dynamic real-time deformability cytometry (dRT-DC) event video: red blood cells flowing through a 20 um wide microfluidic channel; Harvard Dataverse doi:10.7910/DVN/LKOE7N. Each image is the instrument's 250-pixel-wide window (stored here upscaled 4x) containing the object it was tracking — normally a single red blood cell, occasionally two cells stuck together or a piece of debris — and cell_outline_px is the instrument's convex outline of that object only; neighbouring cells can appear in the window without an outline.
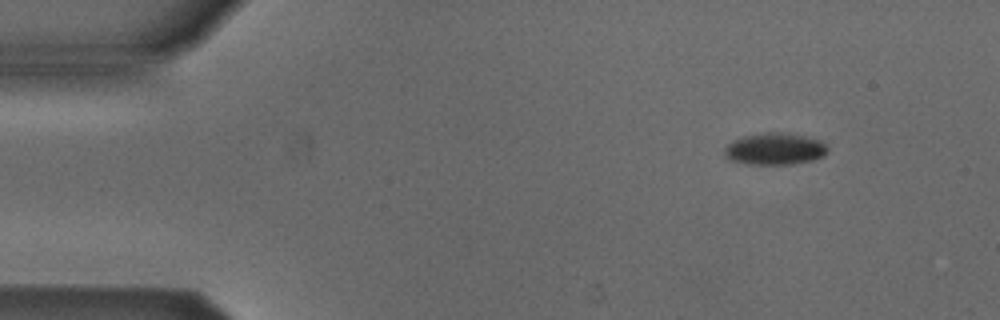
{"species": "Egyptian fruit bat (a non-hibernating species)", "species_latin": "Rousettus aegyptiacus", "temperature_condition": "cold", "stored_images_in_passage": 37, "camera_frame_rate_fps": 3000, "um_per_image_px": 0.085, "animal": {"sex": "male"}, "frame": {"image": 1, "passage_image": 1, "time_ms": 0.0, "image_size_px": [1000, 320], "cell_outline_px": [[828, 148], [824, 156], [812, 160], [788, 164], [748, 164], [728, 160], [724, 152], [724, 148], [732, 140], [744, 136], [768, 132], [780, 132], [804, 136], [820, 140]], "centroid_in_image_um": [65.83, 12.66], "position_along_channel_um": 19.2, "area_um2": 19.02}}
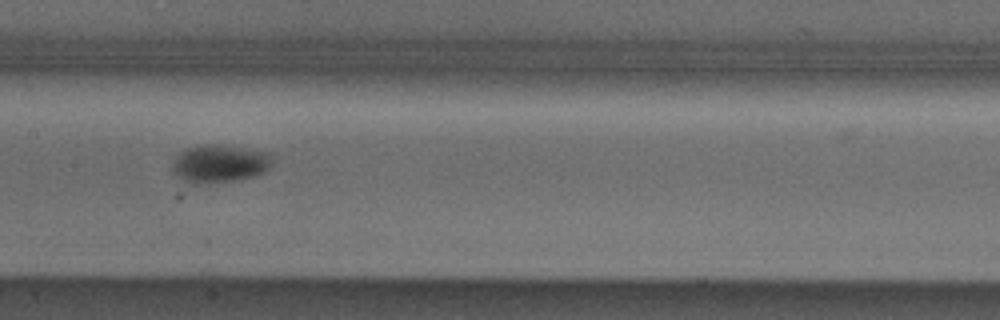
{"frame": {"image": 2, "passage_image": 21, "time_ms": 6.667, "image_size_px": [1000, 320], "cell_outline_px": [[272, 160], [268, 168], [264, 172], [256, 176], [208, 184], [196, 184], [184, 180], [172, 172], [172, 164], [176, 156], [180, 152], [188, 148], [204, 144], [216, 144], [268, 152]], "centroid_in_image_um": [18.64, 13.91], "position_along_channel_um": 188.8, "area_um2": 21.91}}
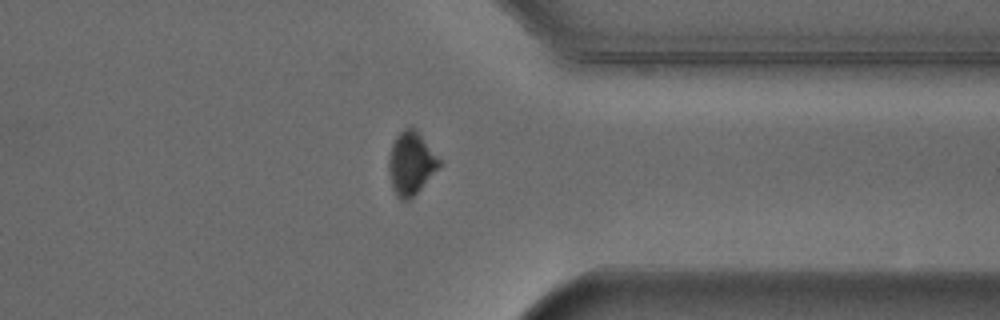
{"frame": {"image": 3, "passage_image": 36, "time_ms": 11.667, "image_size_px": [1000, 320], "cell_outline_px": [[440, 164], [420, 188], [408, 200], [400, 200], [396, 196], [392, 188], [388, 172], [388, 160], [392, 144], [396, 136], [404, 128], [412, 128], [420, 136], [440, 160]], "centroid_in_image_um": [34.87, 13.91], "position_along_channel_um": 376.5, "area_um2": 17.8}}